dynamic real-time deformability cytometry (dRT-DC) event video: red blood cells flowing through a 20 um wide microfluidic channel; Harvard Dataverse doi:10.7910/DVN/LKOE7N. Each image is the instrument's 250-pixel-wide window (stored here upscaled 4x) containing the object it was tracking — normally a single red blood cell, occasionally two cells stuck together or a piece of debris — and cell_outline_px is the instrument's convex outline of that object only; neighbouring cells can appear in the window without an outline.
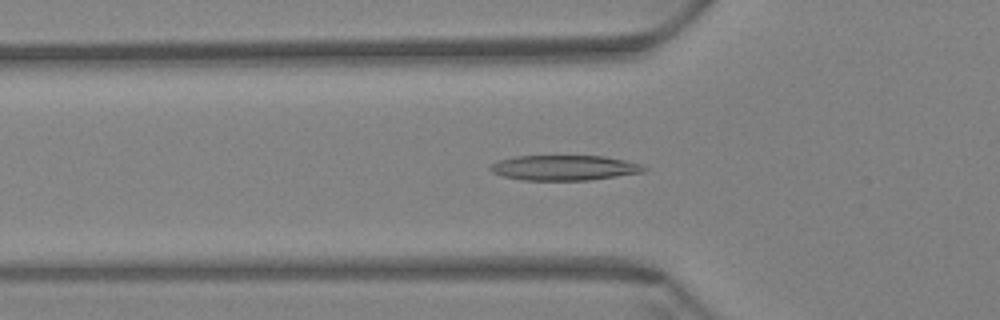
{"species": "Egyptian fruit bat (a non-hibernating species)", "species_latin": "Rousettus aegyptiacus", "temperature_condition": "warm", "stored_images_in_passage": 59, "camera_frame_rate_fps": 3000, "um_per_image_px": 0.085, "animal": {"sex": "female"}, "frame": {"image": 1, "passage_image": 20, "time_ms": 6.333, "image_size_px": [1000, 320], "cell_outline_px": [[648, 168], [644, 172], [588, 180], [524, 180], [504, 176], [492, 172], [488, 168], [492, 164], [500, 160], [516, 156], [604, 156], [624, 160], [640, 164]], "centroid_in_image_um": [47.97, 14.26], "position_along_channel_um": 77.8, "area_um2": 22.31}}
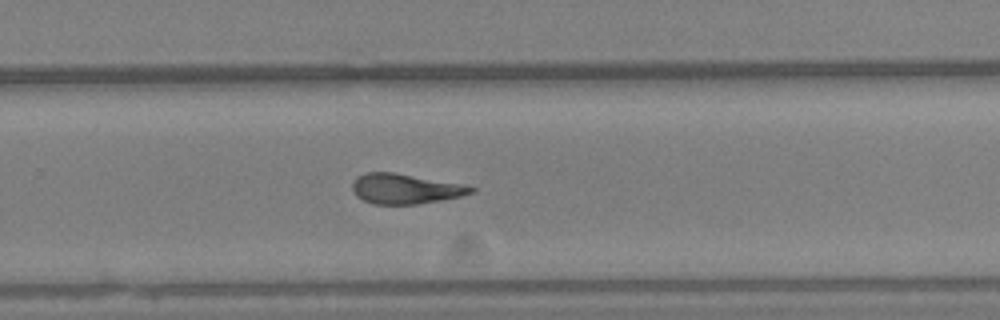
{"frame": {"image": 2, "passage_image": 39, "time_ms": 12.667, "image_size_px": [1000, 320], "cell_outline_px": [[476, 192], [460, 196], [440, 200], [416, 204], [372, 204], [356, 196], [352, 188], [352, 184], [356, 176], [364, 172], [392, 172], [468, 184], [476, 188]], "centroid_in_image_um": [34.47, 16.03], "position_along_channel_um": 295.3, "area_um2": 21.04}}
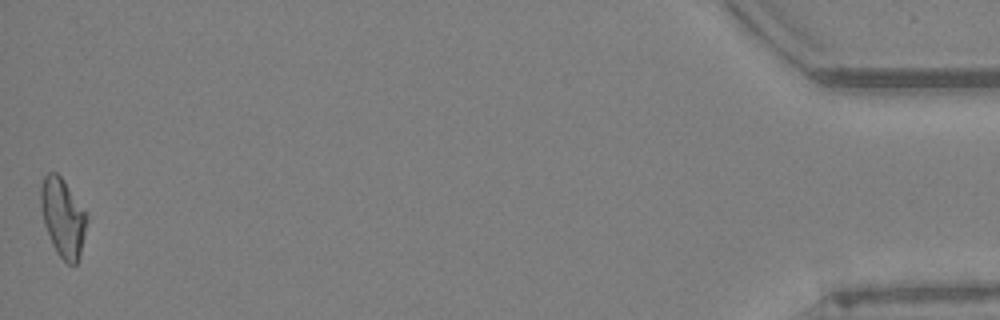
{"frame": {"image": 3, "passage_image": 59, "time_ms": 19.333, "image_size_px": [1000, 320], "cell_outline_px": [[88, 220], [80, 252], [76, 264], [68, 264], [56, 252], [52, 244], [44, 224], [40, 208], [40, 188], [44, 176], [48, 172], [56, 172], [64, 180], [84, 212]], "centroid_in_image_um": [5.31, 18.48], "position_along_channel_um": 429.9, "area_um2": 20.69}, "authors_computed_cell_mechanics": {"area_um2": 21.5016, "velocity_mm_per_s": 3.4356, "shape_relaxation_time_tau1_ms": null, "shape_relaxation_time_tau2_ms": 2.6191, "deformation_change_tau1": null, "deformation_change_tau2": 0.1237}}